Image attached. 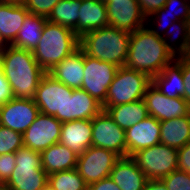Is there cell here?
I'll return each mask as SVG.
<instances>
[{
    "label": "cell",
    "instance_id": "18",
    "mask_svg": "<svg viewBox=\"0 0 190 190\" xmlns=\"http://www.w3.org/2000/svg\"><path fill=\"white\" fill-rule=\"evenodd\" d=\"M110 178L121 190H144L146 175L130 157H120L110 172Z\"/></svg>",
    "mask_w": 190,
    "mask_h": 190
},
{
    "label": "cell",
    "instance_id": "9",
    "mask_svg": "<svg viewBox=\"0 0 190 190\" xmlns=\"http://www.w3.org/2000/svg\"><path fill=\"white\" fill-rule=\"evenodd\" d=\"M119 158L112 150L90 146L78 156L76 170L89 186L110 177V172Z\"/></svg>",
    "mask_w": 190,
    "mask_h": 190
},
{
    "label": "cell",
    "instance_id": "3",
    "mask_svg": "<svg viewBox=\"0 0 190 190\" xmlns=\"http://www.w3.org/2000/svg\"><path fill=\"white\" fill-rule=\"evenodd\" d=\"M130 37V33L108 25L81 36L80 48L90 57L124 67Z\"/></svg>",
    "mask_w": 190,
    "mask_h": 190
},
{
    "label": "cell",
    "instance_id": "35",
    "mask_svg": "<svg viewBox=\"0 0 190 190\" xmlns=\"http://www.w3.org/2000/svg\"><path fill=\"white\" fill-rule=\"evenodd\" d=\"M16 166L15 153L0 154V184L4 185Z\"/></svg>",
    "mask_w": 190,
    "mask_h": 190
},
{
    "label": "cell",
    "instance_id": "7",
    "mask_svg": "<svg viewBox=\"0 0 190 190\" xmlns=\"http://www.w3.org/2000/svg\"><path fill=\"white\" fill-rule=\"evenodd\" d=\"M152 79L143 72L119 67L114 79L108 87L106 101L102 105L105 111L108 107L126 104L143 99L146 88Z\"/></svg>",
    "mask_w": 190,
    "mask_h": 190
},
{
    "label": "cell",
    "instance_id": "12",
    "mask_svg": "<svg viewBox=\"0 0 190 190\" xmlns=\"http://www.w3.org/2000/svg\"><path fill=\"white\" fill-rule=\"evenodd\" d=\"M61 127L62 122L56 117L39 113L23 133V145L41 153L59 142Z\"/></svg>",
    "mask_w": 190,
    "mask_h": 190
},
{
    "label": "cell",
    "instance_id": "48",
    "mask_svg": "<svg viewBox=\"0 0 190 190\" xmlns=\"http://www.w3.org/2000/svg\"><path fill=\"white\" fill-rule=\"evenodd\" d=\"M105 4H107L108 2H110L111 0H102Z\"/></svg>",
    "mask_w": 190,
    "mask_h": 190
},
{
    "label": "cell",
    "instance_id": "47",
    "mask_svg": "<svg viewBox=\"0 0 190 190\" xmlns=\"http://www.w3.org/2000/svg\"><path fill=\"white\" fill-rule=\"evenodd\" d=\"M0 190H8V189H7V187L5 185L0 184Z\"/></svg>",
    "mask_w": 190,
    "mask_h": 190
},
{
    "label": "cell",
    "instance_id": "21",
    "mask_svg": "<svg viewBox=\"0 0 190 190\" xmlns=\"http://www.w3.org/2000/svg\"><path fill=\"white\" fill-rule=\"evenodd\" d=\"M108 25L106 4L102 0H81L78 19L79 38Z\"/></svg>",
    "mask_w": 190,
    "mask_h": 190
},
{
    "label": "cell",
    "instance_id": "30",
    "mask_svg": "<svg viewBox=\"0 0 190 190\" xmlns=\"http://www.w3.org/2000/svg\"><path fill=\"white\" fill-rule=\"evenodd\" d=\"M167 33V34H166ZM169 33V34H168ZM172 33V34H171ZM169 37H168V36ZM176 36L175 38H177V36L179 37V35H181V40L179 44H176V47L178 45V47H174V45L170 44L168 42L167 39H174V36ZM167 38H165V37ZM162 39L165 40L166 42V48L175 56V57H180L187 45L189 44V41H188V35H187V27H186V23L185 21H175L173 24H171V26L165 31V34L162 36Z\"/></svg>",
    "mask_w": 190,
    "mask_h": 190
},
{
    "label": "cell",
    "instance_id": "2",
    "mask_svg": "<svg viewBox=\"0 0 190 190\" xmlns=\"http://www.w3.org/2000/svg\"><path fill=\"white\" fill-rule=\"evenodd\" d=\"M174 59L175 56L166 48L165 40L148 27L131 34L126 68L146 73L152 79Z\"/></svg>",
    "mask_w": 190,
    "mask_h": 190
},
{
    "label": "cell",
    "instance_id": "20",
    "mask_svg": "<svg viewBox=\"0 0 190 190\" xmlns=\"http://www.w3.org/2000/svg\"><path fill=\"white\" fill-rule=\"evenodd\" d=\"M152 84L169 98H183L185 85L182 75V57H175L158 75L152 78Z\"/></svg>",
    "mask_w": 190,
    "mask_h": 190
},
{
    "label": "cell",
    "instance_id": "25",
    "mask_svg": "<svg viewBox=\"0 0 190 190\" xmlns=\"http://www.w3.org/2000/svg\"><path fill=\"white\" fill-rule=\"evenodd\" d=\"M105 111L113 121L124 130L149 116L146 103L143 99L131 103L111 106Z\"/></svg>",
    "mask_w": 190,
    "mask_h": 190
},
{
    "label": "cell",
    "instance_id": "40",
    "mask_svg": "<svg viewBox=\"0 0 190 190\" xmlns=\"http://www.w3.org/2000/svg\"><path fill=\"white\" fill-rule=\"evenodd\" d=\"M182 75L185 85L183 99L190 104V64L182 58Z\"/></svg>",
    "mask_w": 190,
    "mask_h": 190
},
{
    "label": "cell",
    "instance_id": "23",
    "mask_svg": "<svg viewBox=\"0 0 190 190\" xmlns=\"http://www.w3.org/2000/svg\"><path fill=\"white\" fill-rule=\"evenodd\" d=\"M190 142V114L160 121V144L180 149Z\"/></svg>",
    "mask_w": 190,
    "mask_h": 190
},
{
    "label": "cell",
    "instance_id": "33",
    "mask_svg": "<svg viewBox=\"0 0 190 190\" xmlns=\"http://www.w3.org/2000/svg\"><path fill=\"white\" fill-rule=\"evenodd\" d=\"M168 190H190V174L175 170L161 179Z\"/></svg>",
    "mask_w": 190,
    "mask_h": 190
},
{
    "label": "cell",
    "instance_id": "24",
    "mask_svg": "<svg viewBox=\"0 0 190 190\" xmlns=\"http://www.w3.org/2000/svg\"><path fill=\"white\" fill-rule=\"evenodd\" d=\"M29 13L24 5L0 3V33L9 45L16 39Z\"/></svg>",
    "mask_w": 190,
    "mask_h": 190
},
{
    "label": "cell",
    "instance_id": "49",
    "mask_svg": "<svg viewBox=\"0 0 190 190\" xmlns=\"http://www.w3.org/2000/svg\"><path fill=\"white\" fill-rule=\"evenodd\" d=\"M44 190H53V189L47 186Z\"/></svg>",
    "mask_w": 190,
    "mask_h": 190
},
{
    "label": "cell",
    "instance_id": "5",
    "mask_svg": "<svg viewBox=\"0 0 190 190\" xmlns=\"http://www.w3.org/2000/svg\"><path fill=\"white\" fill-rule=\"evenodd\" d=\"M73 89L46 73L34 96L40 113L56 117L62 123L74 120Z\"/></svg>",
    "mask_w": 190,
    "mask_h": 190
},
{
    "label": "cell",
    "instance_id": "45",
    "mask_svg": "<svg viewBox=\"0 0 190 190\" xmlns=\"http://www.w3.org/2000/svg\"><path fill=\"white\" fill-rule=\"evenodd\" d=\"M181 57L190 64V43L187 45L184 53L181 55Z\"/></svg>",
    "mask_w": 190,
    "mask_h": 190
},
{
    "label": "cell",
    "instance_id": "26",
    "mask_svg": "<svg viewBox=\"0 0 190 190\" xmlns=\"http://www.w3.org/2000/svg\"><path fill=\"white\" fill-rule=\"evenodd\" d=\"M46 21L47 18L43 16L29 13L11 45L16 48L33 51L42 37Z\"/></svg>",
    "mask_w": 190,
    "mask_h": 190
},
{
    "label": "cell",
    "instance_id": "29",
    "mask_svg": "<svg viewBox=\"0 0 190 190\" xmlns=\"http://www.w3.org/2000/svg\"><path fill=\"white\" fill-rule=\"evenodd\" d=\"M48 186L53 190H88L76 168L48 175Z\"/></svg>",
    "mask_w": 190,
    "mask_h": 190
},
{
    "label": "cell",
    "instance_id": "36",
    "mask_svg": "<svg viewBox=\"0 0 190 190\" xmlns=\"http://www.w3.org/2000/svg\"><path fill=\"white\" fill-rule=\"evenodd\" d=\"M154 17V20L157 21L158 28L149 27V30H151L155 35L162 37L165 34V31L171 26V24L174 23L173 17H169L168 15H150L147 17V22L150 17ZM170 19V20H169ZM162 32V34L160 33Z\"/></svg>",
    "mask_w": 190,
    "mask_h": 190
},
{
    "label": "cell",
    "instance_id": "19",
    "mask_svg": "<svg viewBox=\"0 0 190 190\" xmlns=\"http://www.w3.org/2000/svg\"><path fill=\"white\" fill-rule=\"evenodd\" d=\"M59 143L81 155L92 146L91 120H73L62 123Z\"/></svg>",
    "mask_w": 190,
    "mask_h": 190
},
{
    "label": "cell",
    "instance_id": "8",
    "mask_svg": "<svg viewBox=\"0 0 190 190\" xmlns=\"http://www.w3.org/2000/svg\"><path fill=\"white\" fill-rule=\"evenodd\" d=\"M131 158L148 180H161L178 169V149L157 144L134 153Z\"/></svg>",
    "mask_w": 190,
    "mask_h": 190
},
{
    "label": "cell",
    "instance_id": "42",
    "mask_svg": "<svg viewBox=\"0 0 190 190\" xmlns=\"http://www.w3.org/2000/svg\"><path fill=\"white\" fill-rule=\"evenodd\" d=\"M144 190H168L162 180H148Z\"/></svg>",
    "mask_w": 190,
    "mask_h": 190
},
{
    "label": "cell",
    "instance_id": "44",
    "mask_svg": "<svg viewBox=\"0 0 190 190\" xmlns=\"http://www.w3.org/2000/svg\"><path fill=\"white\" fill-rule=\"evenodd\" d=\"M7 44V45H6ZM10 45L6 42L0 33V54H2Z\"/></svg>",
    "mask_w": 190,
    "mask_h": 190
},
{
    "label": "cell",
    "instance_id": "17",
    "mask_svg": "<svg viewBox=\"0 0 190 190\" xmlns=\"http://www.w3.org/2000/svg\"><path fill=\"white\" fill-rule=\"evenodd\" d=\"M48 74L72 89H80L84 77V51L79 47L56 64Z\"/></svg>",
    "mask_w": 190,
    "mask_h": 190
},
{
    "label": "cell",
    "instance_id": "16",
    "mask_svg": "<svg viewBox=\"0 0 190 190\" xmlns=\"http://www.w3.org/2000/svg\"><path fill=\"white\" fill-rule=\"evenodd\" d=\"M126 156L160 144V121L148 116L125 130Z\"/></svg>",
    "mask_w": 190,
    "mask_h": 190
},
{
    "label": "cell",
    "instance_id": "22",
    "mask_svg": "<svg viewBox=\"0 0 190 190\" xmlns=\"http://www.w3.org/2000/svg\"><path fill=\"white\" fill-rule=\"evenodd\" d=\"M77 159L78 155L59 142L41 152L42 168L48 175L76 168Z\"/></svg>",
    "mask_w": 190,
    "mask_h": 190
},
{
    "label": "cell",
    "instance_id": "14",
    "mask_svg": "<svg viewBox=\"0 0 190 190\" xmlns=\"http://www.w3.org/2000/svg\"><path fill=\"white\" fill-rule=\"evenodd\" d=\"M106 11L109 26L130 34L147 22L137 0H111L106 4Z\"/></svg>",
    "mask_w": 190,
    "mask_h": 190
},
{
    "label": "cell",
    "instance_id": "28",
    "mask_svg": "<svg viewBox=\"0 0 190 190\" xmlns=\"http://www.w3.org/2000/svg\"><path fill=\"white\" fill-rule=\"evenodd\" d=\"M74 120H92L103 109L102 104L83 89H73Z\"/></svg>",
    "mask_w": 190,
    "mask_h": 190
},
{
    "label": "cell",
    "instance_id": "43",
    "mask_svg": "<svg viewBox=\"0 0 190 190\" xmlns=\"http://www.w3.org/2000/svg\"><path fill=\"white\" fill-rule=\"evenodd\" d=\"M27 0H0L2 4H9V5H24Z\"/></svg>",
    "mask_w": 190,
    "mask_h": 190
},
{
    "label": "cell",
    "instance_id": "11",
    "mask_svg": "<svg viewBox=\"0 0 190 190\" xmlns=\"http://www.w3.org/2000/svg\"><path fill=\"white\" fill-rule=\"evenodd\" d=\"M92 146L114 151L126 157L125 130L120 128L108 113L102 110L91 120Z\"/></svg>",
    "mask_w": 190,
    "mask_h": 190
},
{
    "label": "cell",
    "instance_id": "15",
    "mask_svg": "<svg viewBox=\"0 0 190 190\" xmlns=\"http://www.w3.org/2000/svg\"><path fill=\"white\" fill-rule=\"evenodd\" d=\"M39 113L33 99L12 98L0 105V125L23 134Z\"/></svg>",
    "mask_w": 190,
    "mask_h": 190
},
{
    "label": "cell",
    "instance_id": "41",
    "mask_svg": "<svg viewBox=\"0 0 190 190\" xmlns=\"http://www.w3.org/2000/svg\"><path fill=\"white\" fill-rule=\"evenodd\" d=\"M88 190H121L110 177L101 179L88 186Z\"/></svg>",
    "mask_w": 190,
    "mask_h": 190
},
{
    "label": "cell",
    "instance_id": "34",
    "mask_svg": "<svg viewBox=\"0 0 190 190\" xmlns=\"http://www.w3.org/2000/svg\"><path fill=\"white\" fill-rule=\"evenodd\" d=\"M60 0H27L24 6L31 14L48 18L53 10V7Z\"/></svg>",
    "mask_w": 190,
    "mask_h": 190
},
{
    "label": "cell",
    "instance_id": "27",
    "mask_svg": "<svg viewBox=\"0 0 190 190\" xmlns=\"http://www.w3.org/2000/svg\"><path fill=\"white\" fill-rule=\"evenodd\" d=\"M80 5L81 0H60L53 7V10L47 20L73 30L78 36Z\"/></svg>",
    "mask_w": 190,
    "mask_h": 190
},
{
    "label": "cell",
    "instance_id": "39",
    "mask_svg": "<svg viewBox=\"0 0 190 190\" xmlns=\"http://www.w3.org/2000/svg\"><path fill=\"white\" fill-rule=\"evenodd\" d=\"M12 98H14V95L10 84L0 69V105L9 102Z\"/></svg>",
    "mask_w": 190,
    "mask_h": 190
},
{
    "label": "cell",
    "instance_id": "31",
    "mask_svg": "<svg viewBox=\"0 0 190 190\" xmlns=\"http://www.w3.org/2000/svg\"><path fill=\"white\" fill-rule=\"evenodd\" d=\"M190 13V0H167L164 7L152 15H168L173 21H185Z\"/></svg>",
    "mask_w": 190,
    "mask_h": 190
},
{
    "label": "cell",
    "instance_id": "38",
    "mask_svg": "<svg viewBox=\"0 0 190 190\" xmlns=\"http://www.w3.org/2000/svg\"><path fill=\"white\" fill-rule=\"evenodd\" d=\"M178 170L190 174V142L178 149Z\"/></svg>",
    "mask_w": 190,
    "mask_h": 190
},
{
    "label": "cell",
    "instance_id": "6",
    "mask_svg": "<svg viewBox=\"0 0 190 190\" xmlns=\"http://www.w3.org/2000/svg\"><path fill=\"white\" fill-rule=\"evenodd\" d=\"M15 159L14 171L4 184L8 190H44L48 186L40 152L23 145L15 152Z\"/></svg>",
    "mask_w": 190,
    "mask_h": 190
},
{
    "label": "cell",
    "instance_id": "1",
    "mask_svg": "<svg viewBox=\"0 0 190 190\" xmlns=\"http://www.w3.org/2000/svg\"><path fill=\"white\" fill-rule=\"evenodd\" d=\"M0 69L10 84L14 98L34 99L36 89L46 72L32 51L10 45L0 54Z\"/></svg>",
    "mask_w": 190,
    "mask_h": 190
},
{
    "label": "cell",
    "instance_id": "37",
    "mask_svg": "<svg viewBox=\"0 0 190 190\" xmlns=\"http://www.w3.org/2000/svg\"><path fill=\"white\" fill-rule=\"evenodd\" d=\"M141 11L147 18L157 10L164 7L167 0H137Z\"/></svg>",
    "mask_w": 190,
    "mask_h": 190
},
{
    "label": "cell",
    "instance_id": "4",
    "mask_svg": "<svg viewBox=\"0 0 190 190\" xmlns=\"http://www.w3.org/2000/svg\"><path fill=\"white\" fill-rule=\"evenodd\" d=\"M79 47L80 38L73 30L47 20L42 37L32 53L40 67L48 73Z\"/></svg>",
    "mask_w": 190,
    "mask_h": 190
},
{
    "label": "cell",
    "instance_id": "13",
    "mask_svg": "<svg viewBox=\"0 0 190 190\" xmlns=\"http://www.w3.org/2000/svg\"><path fill=\"white\" fill-rule=\"evenodd\" d=\"M143 100L149 116L158 121L184 117L190 114V104L183 98H169L152 83L146 88Z\"/></svg>",
    "mask_w": 190,
    "mask_h": 190
},
{
    "label": "cell",
    "instance_id": "46",
    "mask_svg": "<svg viewBox=\"0 0 190 190\" xmlns=\"http://www.w3.org/2000/svg\"><path fill=\"white\" fill-rule=\"evenodd\" d=\"M186 27H187V35H188V41L190 43V13L187 19L185 20Z\"/></svg>",
    "mask_w": 190,
    "mask_h": 190
},
{
    "label": "cell",
    "instance_id": "32",
    "mask_svg": "<svg viewBox=\"0 0 190 190\" xmlns=\"http://www.w3.org/2000/svg\"><path fill=\"white\" fill-rule=\"evenodd\" d=\"M22 146V133L0 125V154L15 153Z\"/></svg>",
    "mask_w": 190,
    "mask_h": 190
},
{
    "label": "cell",
    "instance_id": "10",
    "mask_svg": "<svg viewBox=\"0 0 190 190\" xmlns=\"http://www.w3.org/2000/svg\"><path fill=\"white\" fill-rule=\"evenodd\" d=\"M118 68L112 63L101 61L84 53V77L81 89L103 105L106 101L108 87Z\"/></svg>",
    "mask_w": 190,
    "mask_h": 190
}]
</instances>
